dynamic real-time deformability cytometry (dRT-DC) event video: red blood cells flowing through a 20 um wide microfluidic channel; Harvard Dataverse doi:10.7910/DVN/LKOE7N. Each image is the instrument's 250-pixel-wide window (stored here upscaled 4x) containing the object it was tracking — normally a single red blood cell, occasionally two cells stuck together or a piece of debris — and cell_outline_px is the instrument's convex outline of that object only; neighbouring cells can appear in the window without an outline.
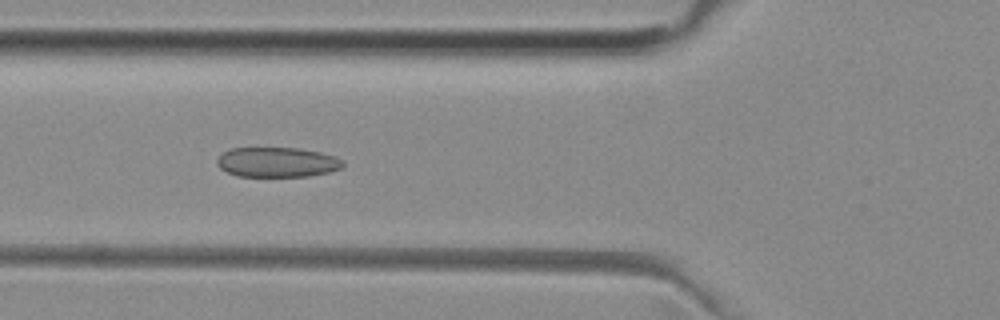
{"species": "common noctule bat (a hibernating species)", "species_latin": "Nyctalus noctula", "temperature_condition": "room temperature", "stored_images_in_passage": 48, "camera_frame_rate_fps": 3000, "um_per_image_px": 0.085, "animal": {"sex": "female", "body_mass_g": 29.2, "forearm_length_mm": 56.3}, "frame": {"image": 1, "passage_image": 18, "time_ms": 5.667, "image_size_px": [1000, 320], "cell_outline_px": [[344, 164], [340, 168], [328, 172], [308, 176], [236, 176], [220, 168], [216, 164], [216, 160], [224, 152], [232, 148], [296, 148], [320, 152], [336, 156], [344, 160]], "centroid_in_image_um": [23.56, 13.78], "position_along_channel_um": 102.2, "area_um2": 21.85}}
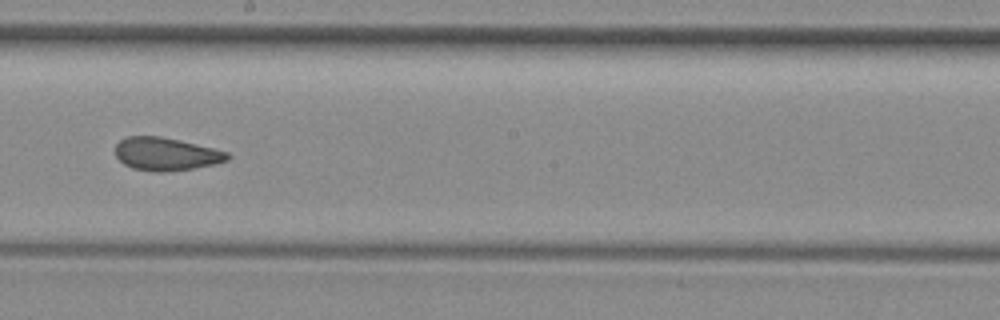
{"frame": {"image": 2, "passage_image": 28, "time_ms": 9.0, "image_size_px": [1000, 320], "cell_outline_px": [[232, 156], [228, 160], [212, 164], [192, 168], [164, 172], [152, 172], [132, 168], [124, 164], [116, 156], [116, 144], [120, 140], [128, 136], [160, 136], [196, 144], [228, 152]], "centroid_in_image_um": [14.09, 13.09], "position_along_channel_um": 234.1, "area_um2": 21.39}}
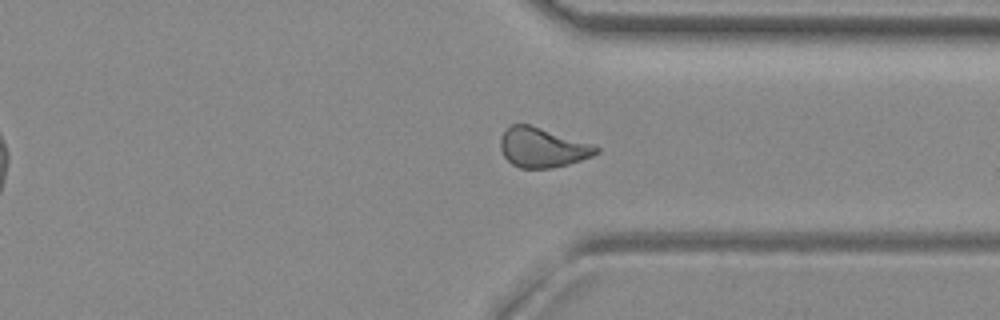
{"frame": {"image": 3, "passage_image": 38, "time_ms": 12.333, "image_size_px": [1000, 320], "cell_outline_px": [[600, 152], [592, 156], [568, 164], [548, 168], [520, 168], [512, 164], [504, 156], [500, 148], [500, 136], [512, 124], [528, 124], [592, 144], [600, 148]], "centroid_in_image_um": [46.09, 12.54], "position_along_channel_um": 365.3, "area_um2": 21.85}}